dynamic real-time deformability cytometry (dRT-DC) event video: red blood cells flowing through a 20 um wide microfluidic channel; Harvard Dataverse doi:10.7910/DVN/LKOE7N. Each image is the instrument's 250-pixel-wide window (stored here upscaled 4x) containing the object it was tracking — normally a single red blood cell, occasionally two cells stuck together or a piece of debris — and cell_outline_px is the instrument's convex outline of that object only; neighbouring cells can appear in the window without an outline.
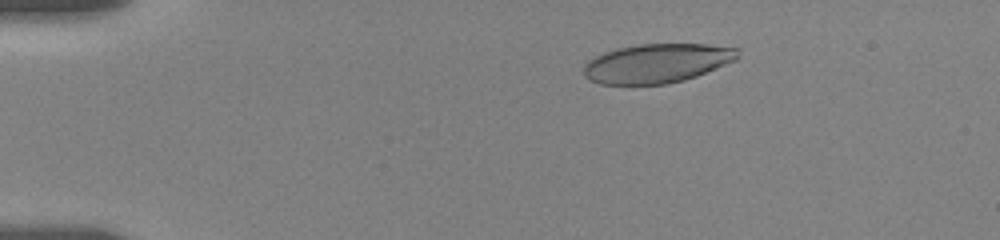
{"species": "human", "species_latin": "Homo sapiens", "temperature_condition": "room temperature", "stored_images_in_passage": 6, "camera_frame_rate_fps": 3000, "um_per_image_px": 0.085, "donor": {"sex": "female"}, "frame": {"image": 1, "passage_image": 3, "time_ms": 2.667, "image_size_px": [1000, 240], "cell_outline_px": [[740, 48], [736, 60], [696, 76], [684, 80], [668, 84], [600, 84], [588, 80], [584, 76], [584, 64], [588, 60], [604, 52], [616, 48], [640, 44], [708, 44]], "centroid_in_image_um": [55.83, 5.37], "position_along_channel_um": 29.2, "area_um2": 35.26}}